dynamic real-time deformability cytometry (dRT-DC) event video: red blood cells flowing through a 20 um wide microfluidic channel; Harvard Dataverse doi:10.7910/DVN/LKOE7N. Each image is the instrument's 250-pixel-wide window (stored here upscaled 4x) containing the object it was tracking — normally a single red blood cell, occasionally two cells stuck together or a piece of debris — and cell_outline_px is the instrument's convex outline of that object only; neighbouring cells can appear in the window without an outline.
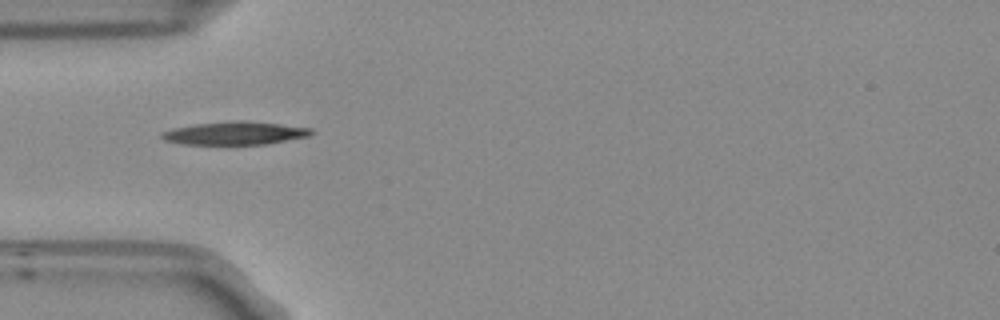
{"species": "Egyptian fruit bat (a non-hibernating species)", "species_latin": "Rousettus aegyptiacus", "temperature_condition": "room temperature", "stored_images_in_passage": 38, "camera_frame_rate_fps": 3000, "um_per_image_px": 0.085, "frame": {"image": 1, "passage_image": 1, "time_ms": 0.0, "image_size_px": [1000, 320], "cell_outline_px": [[316, 132], [308, 136], [268, 144], [184, 144], [164, 140], [160, 136], [160, 132], [176, 128], [196, 124], [236, 120], [244, 120], [280, 124], [312, 128]], "centroid_in_image_um": [20.01, 11.31], "position_along_channel_um": 65.0, "area_um2": 20.06}}
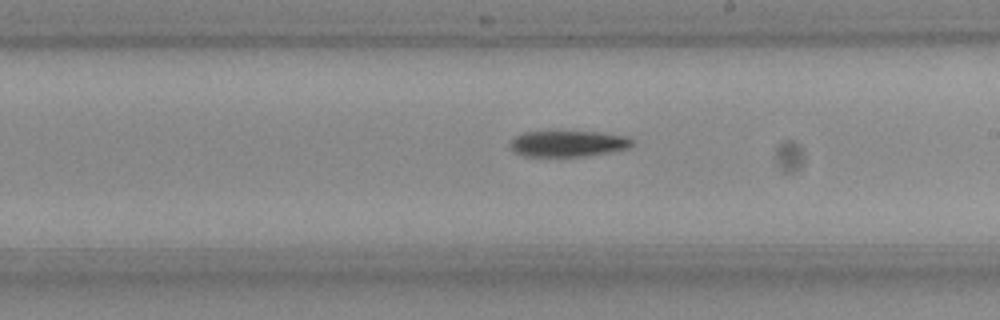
{"frame": {"image": 2, "passage_image": 15, "time_ms": 4.667, "image_size_px": [1000, 320], "cell_outline_px": [[632, 144], [628, 148], [608, 152], [584, 156], [524, 156], [512, 152], [508, 144], [516, 136], [524, 132], [556, 128], [600, 132], [628, 136], [632, 140]], "centroid_in_image_um": [48.21, 12.15], "position_along_channel_um": 240.8, "area_um2": 19.54}}
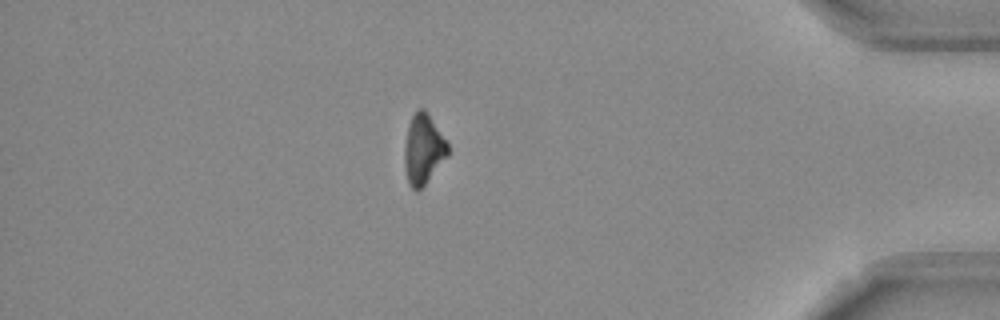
{"frame": {"image": 3, "passage_image": 31, "time_ms": 10.0, "image_size_px": [1000, 320], "cell_outline_px": [[448, 156], [424, 184], [416, 192], [412, 188], [408, 180], [404, 168], [404, 148], [408, 124], [416, 108], [424, 108], [448, 144]], "centroid_in_image_um": [35.96, 12.67], "position_along_channel_um": 399.2, "area_um2": 17.46}, "authors_computed_cell_mechanics": {"area_um2": 18.9006, "velocity_mm_per_s": 3.7496, "shape_relaxation_time_tau1_ms": 5.3234, "shape_relaxation_time_tau2_ms": null, "deformation_change_tau1": 0.1406, "deformation_change_tau2": null}}